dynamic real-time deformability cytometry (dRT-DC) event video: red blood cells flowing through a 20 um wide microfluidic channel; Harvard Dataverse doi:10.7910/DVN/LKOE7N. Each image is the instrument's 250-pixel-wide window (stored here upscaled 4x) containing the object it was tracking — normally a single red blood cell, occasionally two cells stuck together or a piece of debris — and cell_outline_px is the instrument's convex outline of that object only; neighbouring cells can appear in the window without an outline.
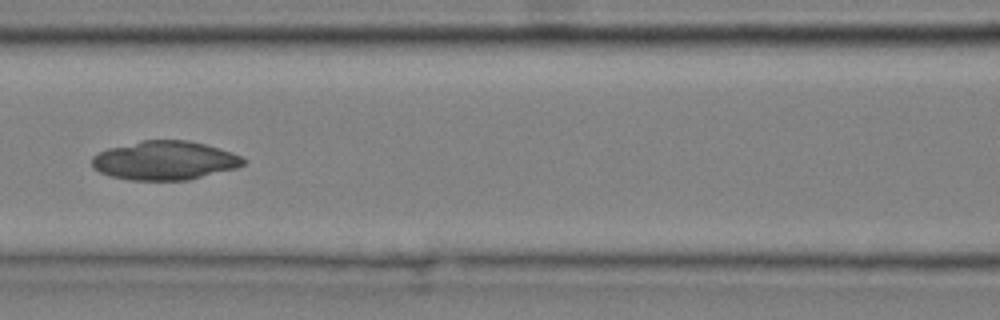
{"species": "common noctule bat (a hibernating species)", "species_latin": "Nyctalus noctula", "temperature_condition": "cold", "stored_images_in_passage": 6, "camera_frame_rate_fps": 3000, "um_per_image_px": 0.085, "animal": {"sex": "male", "body_mass_g": 20.4}, "frame": {"image": 1, "passage_image": 6, "time_ms": 1.667, "image_size_px": [1000, 320], "cell_outline_px": [[248, 160], [244, 164], [236, 168], [188, 180], [128, 180], [112, 176], [100, 172], [92, 168], [92, 156], [108, 148], [144, 140], [188, 140], [220, 148], [232, 152]], "centroid_in_image_um": [14.01, 13.64], "position_along_channel_um": 152.6, "area_um2": 34.28}}